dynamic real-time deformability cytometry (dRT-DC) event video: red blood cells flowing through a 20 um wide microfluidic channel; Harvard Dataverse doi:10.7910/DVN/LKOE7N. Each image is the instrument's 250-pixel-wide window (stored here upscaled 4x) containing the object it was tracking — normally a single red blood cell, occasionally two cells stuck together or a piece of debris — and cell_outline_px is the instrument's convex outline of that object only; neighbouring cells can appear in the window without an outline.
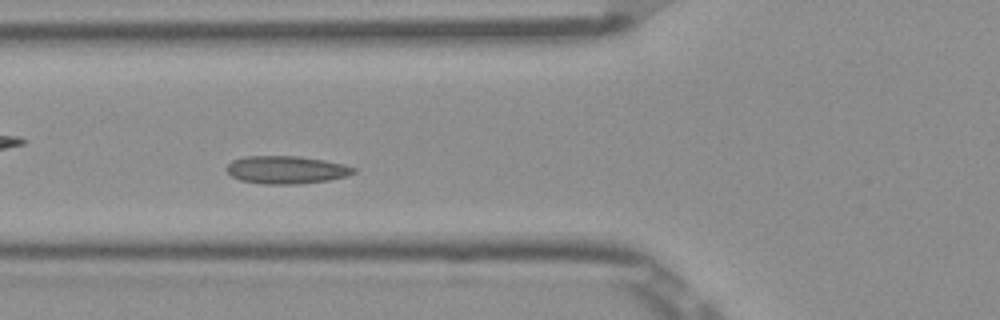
{"species": "Egyptian fruit bat (a non-hibernating species)", "species_latin": "Rousettus aegyptiacus", "temperature_condition": "room temperature", "stored_images_in_passage": 39, "camera_frame_rate_fps": 3000, "um_per_image_px": 0.085, "frame": {"image": 1, "passage_image": 14, "time_ms": 4.333, "image_size_px": [1000, 320], "cell_outline_px": [[356, 172], [348, 176], [328, 180], [296, 184], [264, 184], [240, 180], [232, 176], [224, 168], [232, 160], [244, 156], [300, 156], [324, 160], [344, 164], [356, 168]], "centroid_in_image_um": [24.34, 14.43], "position_along_channel_um": 101.5, "area_um2": 20.69}}
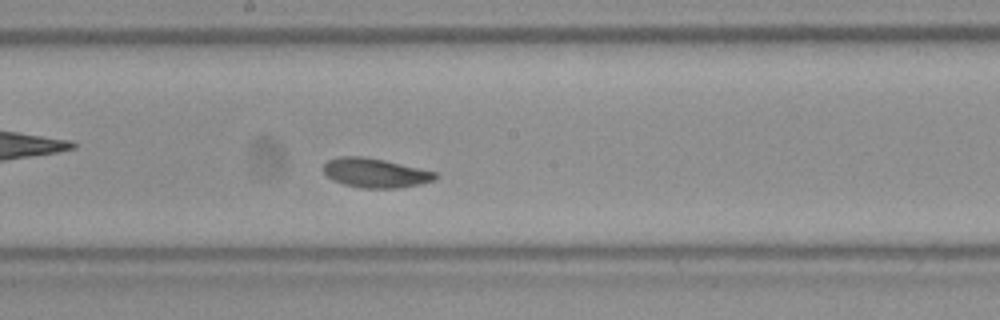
{"frame": {"image": 2, "passage_image": 23, "time_ms": 7.333, "image_size_px": [1000, 320], "cell_outline_px": [[440, 176], [436, 180], [420, 184], [400, 188], [360, 188], [344, 184], [332, 180], [324, 172], [324, 164], [328, 160], [336, 156], [360, 156], [384, 160], [420, 168], [436, 172]], "centroid_in_image_um": [31.92, 14.7], "position_along_channel_um": 216.3, "area_um2": 19.25}}
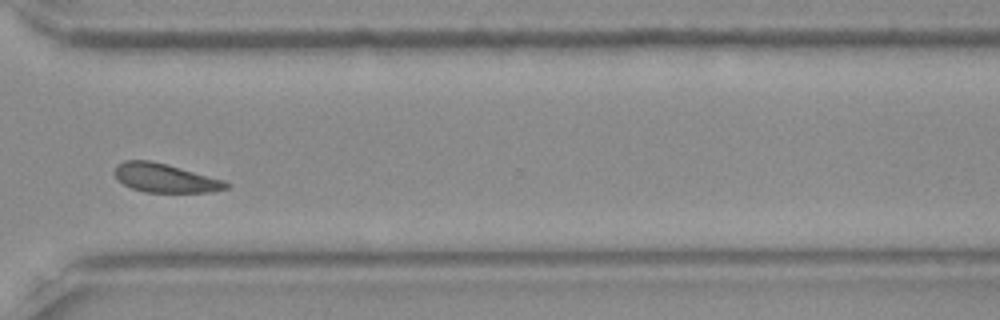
{"frame": {"image": 3, "passage_image": 34, "time_ms": 11.0, "image_size_px": [1000, 320], "cell_outline_px": [[232, 184], [228, 188], [208, 192], [144, 192], [132, 188], [116, 180], [116, 164], [124, 160], [148, 160], [164, 164], [224, 180]], "centroid_in_image_um": [14.02, 15.14], "position_along_channel_um": 356.6, "area_um2": 18.44}, "authors_computed_cell_mechanics": {"area_um2": 19.3052, "velocity_mm_per_s": 3.8212, "shape_relaxation_time_tau1_ms": 8.3978, "shape_relaxation_time_tau2_ms": 3.0894, "deformation_change_tau1": 0.1246, "deformation_change_tau2": 0.0727}}